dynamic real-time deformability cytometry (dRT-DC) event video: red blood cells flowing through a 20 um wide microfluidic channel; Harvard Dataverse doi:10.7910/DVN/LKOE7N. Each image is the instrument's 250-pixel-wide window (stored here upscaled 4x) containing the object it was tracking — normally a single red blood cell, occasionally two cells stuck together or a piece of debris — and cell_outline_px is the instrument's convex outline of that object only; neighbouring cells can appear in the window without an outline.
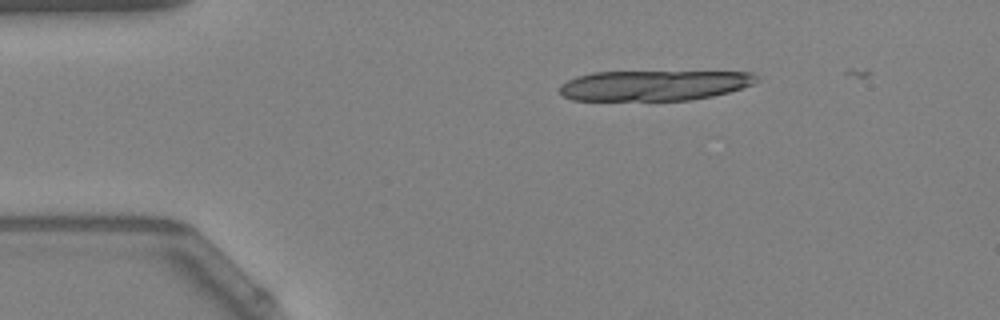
{"species": "Egyptian fruit bat (a non-hibernating species)", "species_latin": "Rousettus aegyptiacus", "temperature_condition": "warm", "stored_images_in_passage": 2, "camera_frame_rate_fps": 3000, "um_per_image_px": 0.085, "animal": {"sex": "female"}, "frame": {"image": 1, "passage_image": 1, "time_ms": 0.0, "image_size_px": [1000, 320], "cell_outline_px": [[760, 80], [752, 84], [728, 92], [712, 96], [692, 100], [572, 100], [564, 96], [560, 92], [560, 84], [576, 76], [592, 72], [752, 72]], "centroid_in_image_um": [55.57, 7.26], "position_along_channel_um": 29.4, "area_um2": 34.68}}